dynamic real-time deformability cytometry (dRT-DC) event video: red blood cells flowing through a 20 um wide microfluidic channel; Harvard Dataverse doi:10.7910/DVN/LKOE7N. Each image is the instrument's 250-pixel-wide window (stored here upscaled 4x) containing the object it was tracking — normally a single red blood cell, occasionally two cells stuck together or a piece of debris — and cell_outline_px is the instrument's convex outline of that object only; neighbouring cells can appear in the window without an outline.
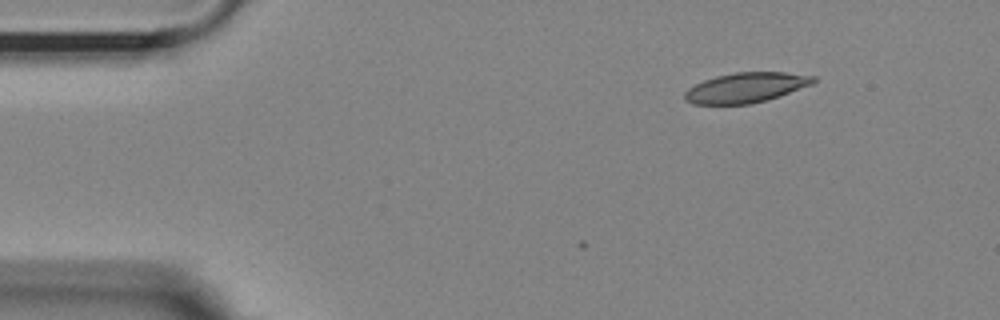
{"species": "Egyptian fruit bat (a non-hibernating species)", "species_latin": "Rousettus aegyptiacus", "temperature_condition": "room temperature", "stored_images_in_passage": 2, "camera_frame_rate_fps": 3000, "um_per_image_px": 0.085, "animal": {"sex": "female"}, "frame": {"image": 1, "passage_image": 2, "time_ms": 0.333, "image_size_px": [1000, 320], "cell_outline_px": [[816, 80], [812, 84], [780, 96], [752, 104], [692, 104], [684, 100], [684, 92], [688, 88], [704, 80], [716, 76], [736, 72], [784, 72], [816, 76]], "centroid_in_image_um": [63.4, 7.45], "position_along_channel_um": 21.6, "area_um2": 22.54}}